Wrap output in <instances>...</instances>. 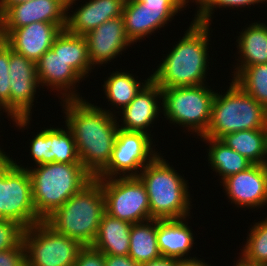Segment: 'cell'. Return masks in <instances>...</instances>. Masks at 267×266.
Instances as JSON below:
<instances>
[{
	"label": "cell",
	"mask_w": 267,
	"mask_h": 266,
	"mask_svg": "<svg viewBox=\"0 0 267 266\" xmlns=\"http://www.w3.org/2000/svg\"><path fill=\"white\" fill-rule=\"evenodd\" d=\"M23 233L20 224L0 218V251L19 248L23 244Z\"/></svg>",
	"instance_id": "e575fe53"
},
{
	"label": "cell",
	"mask_w": 267,
	"mask_h": 266,
	"mask_svg": "<svg viewBox=\"0 0 267 266\" xmlns=\"http://www.w3.org/2000/svg\"><path fill=\"white\" fill-rule=\"evenodd\" d=\"M91 65H102L122 54L133 43L127 37L123 17H116L84 35Z\"/></svg>",
	"instance_id": "ac0fdd59"
},
{
	"label": "cell",
	"mask_w": 267,
	"mask_h": 266,
	"mask_svg": "<svg viewBox=\"0 0 267 266\" xmlns=\"http://www.w3.org/2000/svg\"><path fill=\"white\" fill-rule=\"evenodd\" d=\"M96 179L101 183L110 216L131 224L152 219L147 191L138 176Z\"/></svg>",
	"instance_id": "30bf717a"
},
{
	"label": "cell",
	"mask_w": 267,
	"mask_h": 266,
	"mask_svg": "<svg viewBox=\"0 0 267 266\" xmlns=\"http://www.w3.org/2000/svg\"><path fill=\"white\" fill-rule=\"evenodd\" d=\"M74 266H105L104 254L92 246H83Z\"/></svg>",
	"instance_id": "d590c367"
},
{
	"label": "cell",
	"mask_w": 267,
	"mask_h": 266,
	"mask_svg": "<svg viewBox=\"0 0 267 266\" xmlns=\"http://www.w3.org/2000/svg\"><path fill=\"white\" fill-rule=\"evenodd\" d=\"M52 127L41 131L30 142V155L35 164L52 163L51 155Z\"/></svg>",
	"instance_id": "d6a6232c"
},
{
	"label": "cell",
	"mask_w": 267,
	"mask_h": 266,
	"mask_svg": "<svg viewBox=\"0 0 267 266\" xmlns=\"http://www.w3.org/2000/svg\"><path fill=\"white\" fill-rule=\"evenodd\" d=\"M209 24L192 21L186 33L151 74L161 88L205 84L208 66Z\"/></svg>",
	"instance_id": "7a4b0ae2"
},
{
	"label": "cell",
	"mask_w": 267,
	"mask_h": 266,
	"mask_svg": "<svg viewBox=\"0 0 267 266\" xmlns=\"http://www.w3.org/2000/svg\"><path fill=\"white\" fill-rule=\"evenodd\" d=\"M206 84L162 88V110L173 124L203 136L208 129L215 91Z\"/></svg>",
	"instance_id": "ba28073f"
},
{
	"label": "cell",
	"mask_w": 267,
	"mask_h": 266,
	"mask_svg": "<svg viewBox=\"0 0 267 266\" xmlns=\"http://www.w3.org/2000/svg\"><path fill=\"white\" fill-rule=\"evenodd\" d=\"M105 266H140L129 255L128 256H114L104 255Z\"/></svg>",
	"instance_id": "74e56055"
},
{
	"label": "cell",
	"mask_w": 267,
	"mask_h": 266,
	"mask_svg": "<svg viewBox=\"0 0 267 266\" xmlns=\"http://www.w3.org/2000/svg\"><path fill=\"white\" fill-rule=\"evenodd\" d=\"M132 224L104 213L92 247L104 255L128 256Z\"/></svg>",
	"instance_id": "7402d4cb"
},
{
	"label": "cell",
	"mask_w": 267,
	"mask_h": 266,
	"mask_svg": "<svg viewBox=\"0 0 267 266\" xmlns=\"http://www.w3.org/2000/svg\"><path fill=\"white\" fill-rule=\"evenodd\" d=\"M160 155L138 174L147 191L150 216L152 219L187 218L192 209L188 183Z\"/></svg>",
	"instance_id": "5b68a950"
},
{
	"label": "cell",
	"mask_w": 267,
	"mask_h": 266,
	"mask_svg": "<svg viewBox=\"0 0 267 266\" xmlns=\"http://www.w3.org/2000/svg\"><path fill=\"white\" fill-rule=\"evenodd\" d=\"M266 123L267 109L232 80L225 94L215 93L210 123L201 137L221 139L233 132L264 129Z\"/></svg>",
	"instance_id": "8992f818"
},
{
	"label": "cell",
	"mask_w": 267,
	"mask_h": 266,
	"mask_svg": "<svg viewBox=\"0 0 267 266\" xmlns=\"http://www.w3.org/2000/svg\"><path fill=\"white\" fill-rule=\"evenodd\" d=\"M105 212L101 183L93 178L44 221L82 246H91Z\"/></svg>",
	"instance_id": "3957f363"
},
{
	"label": "cell",
	"mask_w": 267,
	"mask_h": 266,
	"mask_svg": "<svg viewBox=\"0 0 267 266\" xmlns=\"http://www.w3.org/2000/svg\"><path fill=\"white\" fill-rule=\"evenodd\" d=\"M3 40L2 38V31H1V19H0V42Z\"/></svg>",
	"instance_id": "f6af8a7d"
},
{
	"label": "cell",
	"mask_w": 267,
	"mask_h": 266,
	"mask_svg": "<svg viewBox=\"0 0 267 266\" xmlns=\"http://www.w3.org/2000/svg\"><path fill=\"white\" fill-rule=\"evenodd\" d=\"M177 266H211L198 258L189 257V259H181L177 262Z\"/></svg>",
	"instance_id": "ab89813d"
},
{
	"label": "cell",
	"mask_w": 267,
	"mask_h": 266,
	"mask_svg": "<svg viewBox=\"0 0 267 266\" xmlns=\"http://www.w3.org/2000/svg\"><path fill=\"white\" fill-rule=\"evenodd\" d=\"M241 257L248 263L267 266V218L250 228Z\"/></svg>",
	"instance_id": "f546056e"
},
{
	"label": "cell",
	"mask_w": 267,
	"mask_h": 266,
	"mask_svg": "<svg viewBox=\"0 0 267 266\" xmlns=\"http://www.w3.org/2000/svg\"><path fill=\"white\" fill-rule=\"evenodd\" d=\"M234 266H266V265H258V264L248 263L240 256V258L237 260V262Z\"/></svg>",
	"instance_id": "b9f144b4"
},
{
	"label": "cell",
	"mask_w": 267,
	"mask_h": 266,
	"mask_svg": "<svg viewBox=\"0 0 267 266\" xmlns=\"http://www.w3.org/2000/svg\"><path fill=\"white\" fill-rule=\"evenodd\" d=\"M68 0H30L10 6L1 16V29H17L34 22L66 24Z\"/></svg>",
	"instance_id": "e0dca14e"
},
{
	"label": "cell",
	"mask_w": 267,
	"mask_h": 266,
	"mask_svg": "<svg viewBox=\"0 0 267 266\" xmlns=\"http://www.w3.org/2000/svg\"><path fill=\"white\" fill-rule=\"evenodd\" d=\"M26 266H74L83 247L78 241L60 234L45 221L24 229Z\"/></svg>",
	"instance_id": "9c48e42d"
},
{
	"label": "cell",
	"mask_w": 267,
	"mask_h": 266,
	"mask_svg": "<svg viewBox=\"0 0 267 266\" xmlns=\"http://www.w3.org/2000/svg\"><path fill=\"white\" fill-rule=\"evenodd\" d=\"M179 260L180 259H177V258H170V257L161 256L158 259L142 263L140 266H177V262Z\"/></svg>",
	"instance_id": "f35d334b"
},
{
	"label": "cell",
	"mask_w": 267,
	"mask_h": 266,
	"mask_svg": "<svg viewBox=\"0 0 267 266\" xmlns=\"http://www.w3.org/2000/svg\"><path fill=\"white\" fill-rule=\"evenodd\" d=\"M158 98L162 100V88L151 79L120 112L123 125H119V129L148 133L147 128L151 127L162 109Z\"/></svg>",
	"instance_id": "ffe728a7"
},
{
	"label": "cell",
	"mask_w": 267,
	"mask_h": 266,
	"mask_svg": "<svg viewBox=\"0 0 267 266\" xmlns=\"http://www.w3.org/2000/svg\"><path fill=\"white\" fill-rule=\"evenodd\" d=\"M236 42L238 53L241 54L240 60H237L241 63H237L233 78L245 67L267 63V26L265 23L250 24L240 33Z\"/></svg>",
	"instance_id": "603a6c76"
},
{
	"label": "cell",
	"mask_w": 267,
	"mask_h": 266,
	"mask_svg": "<svg viewBox=\"0 0 267 266\" xmlns=\"http://www.w3.org/2000/svg\"><path fill=\"white\" fill-rule=\"evenodd\" d=\"M66 24L34 22L17 29H1L4 42L16 53L37 62Z\"/></svg>",
	"instance_id": "5bb4252c"
},
{
	"label": "cell",
	"mask_w": 267,
	"mask_h": 266,
	"mask_svg": "<svg viewBox=\"0 0 267 266\" xmlns=\"http://www.w3.org/2000/svg\"><path fill=\"white\" fill-rule=\"evenodd\" d=\"M141 2V0H123L124 5Z\"/></svg>",
	"instance_id": "ee69618b"
},
{
	"label": "cell",
	"mask_w": 267,
	"mask_h": 266,
	"mask_svg": "<svg viewBox=\"0 0 267 266\" xmlns=\"http://www.w3.org/2000/svg\"><path fill=\"white\" fill-rule=\"evenodd\" d=\"M223 187L231 203L253 209L267 204V165L253 164L247 170L224 179Z\"/></svg>",
	"instance_id": "9a60e30c"
},
{
	"label": "cell",
	"mask_w": 267,
	"mask_h": 266,
	"mask_svg": "<svg viewBox=\"0 0 267 266\" xmlns=\"http://www.w3.org/2000/svg\"><path fill=\"white\" fill-rule=\"evenodd\" d=\"M36 68L39 85L50 86L53 90L61 91L60 94L63 97L60 96V99L83 98L78 95L74 87L77 82L79 83V81L83 79L60 55V34L55 38L52 47L36 62ZM62 91L64 92L62 93Z\"/></svg>",
	"instance_id": "2e32d148"
},
{
	"label": "cell",
	"mask_w": 267,
	"mask_h": 266,
	"mask_svg": "<svg viewBox=\"0 0 267 266\" xmlns=\"http://www.w3.org/2000/svg\"><path fill=\"white\" fill-rule=\"evenodd\" d=\"M0 218L15 221L24 229L42 221L33 203L28 169L0 151Z\"/></svg>",
	"instance_id": "52a82bcc"
},
{
	"label": "cell",
	"mask_w": 267,
	"mask_h": 266,
	"mask_svg": "<svg viewBox=\"0 0 267 266\" xmlns=\"http://www.w3.org/2000/svg\"><path fill=\"white\" fill-rule=\"evenodd\" d=\"M195 1L198 6L197 14L195 15L194 21L203 23V24H211L210 20L215 10L214 8H235V7H245L251 6L254 4L262 3L263 1L267 2V0H192L191 2Z\"/></svg>",
	"instance_id": "1f68e13d"
},
{
	"label": "cell",
	"mask_w": 267,
	"mask_h": 266,
	"mask_svg": "<svg viewBox=\"0 0 267 266\" xmlns=\"http://www.w3.org/2000/svg\"><path fill=\"white\" fill-rule=\"evenodd\" d=\"M10 47L2 40L0 42V110L4 109L9 116L10 95Z\"/></svg>",
	"instance_id": "836d02e7"
},
{
	"label": "cell",
	"mask_w": 267,
	"mask_h": 266,
	"mask_svg": "<svg viewBox=\"0 0 267 266\" xmlns=\"http://www.w3.org/2000/svg\"><path fill=\"white\" fill-rule=\"evenodd\" d=\"M133 76L129 72L116 71L105 81L103 91H105L108 102L110 101L113 107L116 105V107L119 106L118 108L122 110L151 80V76H149L144 83H140V80L138 82Z\"/></svg>",
	"instance_id": "4316f807"
},
{
	"label": "cell",
	"mask_w": 267,
	"mask_h": 266,
	"mask_svg": "<svg viewBox=\"0 0 267 266\" xmlns=\"http://www.w3.org/2000/svg\"><path fill=\"white\" fill-rule=\"evenodd\" d=\"M62 101L65 124L73 133L80 162L95 178L111 159L119 129L116 116L83 98Z\"/></svg>",
	"instance_id": "6da1fadb"
},
{
	"label": "cell",
	"mask_w": 267,
	"mask_h": 266,
	"mask_svg": "<svg viewBox=\"0 0 267 266\" xmlns=\"http://www.w3.org/2000/svg\"><path fill=\"white\" fill-rule=\"evenodd\" d=\"M129 256L140 265L161 257L157 245V219L132 224Z\"/></svg>",
	"instance_id": "d4e9b609"
},
{
	"label": "cell",
	"mask_w": 267,
	"mask_h": 266,
	"mask_svg": "<svg viewBox=\"0 0 267 266\" xmlns=\"http://www.w3.org/2000/svg\"><path fill=\"white\" fill-rule=\"evenodd\" d=\"M187 3L189 0H141L124 5L122 17L127 37L134 44L157 29L160 30Z\"/></svg>",
	"instance_id": "4fadbf2b"
},
{
	"label": "cell",
	"mask_w": 267,
	"mask_h": 266,
	"mask_svg": "<svg viewBox=\"0 0 267 266\" xmlns=\"http://www.w3.org/2000/svg\"><path fill=\"white\" fill-rule=\"evenodd\" d=\"M264 133H265V143H264V146H265V164L267 165V123H266V126L264 127Z\"/></svg>",
	"instance_id": "7bdbcfd3"
},
{
	"label": "cell",
	"mask_w": 267,
	"mask_h": 266,
	"mask_svg": "<svg viewBox=\"0 0 267 266\" xmlns=\"http://www.w3.org/2000/svg\"><path fill=\"white\" fill-rule=\"evenodd\" d=\"M9 78V117L20 129L25 128L30 123V111L34 105L36 88H39L36 62L10 48Z\"/></svg>",
	"instance_id": "7c38bea8"
},
{
	"label": "cell",
	"mask_w": 267,
	"mask_h": 266,
	"mask_svg": "<svg viewBox=\"0 0 267 266\" xmlns=\"http://www.w3.org/2000/svg\"><path fill=\"white\" fill-rule=\"evenodd\" d=\"M28 169L32 181L33 203L44 221L94 177L82 163H47Z\"/></svg>",
	"instance_id": "277c9868"
},
{
	"label": "cell",
	"mask_w": 267,
	"mask_h": 266,
	"mask_svg": "<svg viewBox=\"0 0 267 266\" xmlns=\"http://www.w3.org/2000/svg\"><path fill=\"white\" fill-rule=\"evenodd\" d=\"M151 136L149 133L118 129L111 159L95 178L138 176L159 154L151 147Z\"/></svg>",
	"instance_id": "8fae6325"
},
{
	"label": "cell",
	"mask_w": 267,
	"mask_h": 266,
	"mask_svg": "<svg viewBox=\"0 0 267 266\" xmlns=\"http://www.w3.org/2000/svg\"><path fill=\"white\" fill-rule=\"evenodd\" d=\"M0 266H26V251L24 244L19 248L0 251Z\"/></svg>",
	"instance_id": "8d00e7d4"
},
{
	"label": "cell",
	"mask_w": 267,
	"mask_h": 266,
	"mask_svg": "<svg viewBox=\"0 0 267 266\" xmlns=\"http://www.w3.org/2000/svg\"><path fill=\"white\" fill-rule=\"evenodd\" d=\"M77 0L67 1V11ZM123 0H89L73 14L67 12L65 30L74 35L84 36L104 22L122 16Z\"/></svg>",
	"instance_id": "d6986e66"
},
{
	"label": "cell",
	"mask_w": 267,
	"mask_h": 266,
	"mask_svg": "<svg viewBox=\"0 0 267 266\" xmlns=\"http://www.w3.org/2000/svg\"><path fill=\"white\" fill-rule=\"evenodd\" d=\"M52 127L51 155L52 162L81 163L72 131L67 127Z\"/></svg>",
	"instance_id": "4dcf8cb0"
},
{
	"label": "cell",
	"mask_w": 267,
	"mask_h": 266,
	"mask_svg": "<svg viewBox=\"0 0 267 266\" xmlns=\"http://www.w3.org/2000/svg\"><path fill=\"white\" fill-rule=\"evenodd\" d=\"M184 219L187 220L157 219V245L161 256L189 259L188 253L195 244L194 234Z\"/></svg>",
	"instance_id": "44dd1931"
},
{
	"label": "cell",
	"mask_w": 267,
	"mask_h": 266,
	"mask_svg": "<svg viewBox=\"0 0 267 266\" xmlns=\"http://www.w3.org/2000/svg\"><path fill=\"white\" fill-rule=\"evenodd\" d=\"M209 143L208 163H210L213 171L222 176V181L229 176L247 170L253 164L244 156L228 147L220 139L210 137H200Z\"/></svg>",
	"instance_id": "cb8c5ba5"
},
{
	"label": "cell",
	"mask_w": 267,
	"mask_h": 266,
	"mask_svg": "<svg viewBox=\"0 0 267 266\" xmlns=\"http://www.w3.org/2000/svg\"><path fill=\"white\" fill-rule=\"evenodd\" d=\"M30 0H0V16L10 7L15 4L25 3Z\"/></svg>",
	"instance_id": "60d3db41"
},
{
	"label": "cell",
	"mask_w": 267,
	"mask_h": 266,
	"mask_svg": "<svg viewBox=\"0 0 267 266\" xmlns=\"http://www.w3.org/2000/svg\"><path fill=\"white\" fill-rule=\"evenodd\" d=\"M60 55L67 64L84 79L92 65L88 54L86 38L68 33L65 29L60 33Z\"/></svg>",
	"instance_id": "83f0119b"
},
{
	"label": "cell",
	"mask_w": 267,
	"mask_h": 266,
	"mask_svg": "<svg viewBox=\"0 0 267 266\" xmlns=\"http://www.w3.org/2000/svg\"><path fill=\"white\" fill-rule=\"evenodd\" d=\"M220 140L252 164H265L264 129L233 132L226 134Z\"/></svg>",
	"instance_id": "484cf974"
},
{
	"label": "cell",
	"mask_w": 267,
	"mask_h": 266,
	"mask_svg": "<svg viewBox=\"0 0 267 266\" xmlns=\"http://www.w3.org/2000/svg\"><path fill=\"white\" fill-rule=\"evenodd\" d=\"M232 80L267 109V63L245 67Z\"/></svg>",
	"instance_id": "f1b7e54d"
}]
</instances>
